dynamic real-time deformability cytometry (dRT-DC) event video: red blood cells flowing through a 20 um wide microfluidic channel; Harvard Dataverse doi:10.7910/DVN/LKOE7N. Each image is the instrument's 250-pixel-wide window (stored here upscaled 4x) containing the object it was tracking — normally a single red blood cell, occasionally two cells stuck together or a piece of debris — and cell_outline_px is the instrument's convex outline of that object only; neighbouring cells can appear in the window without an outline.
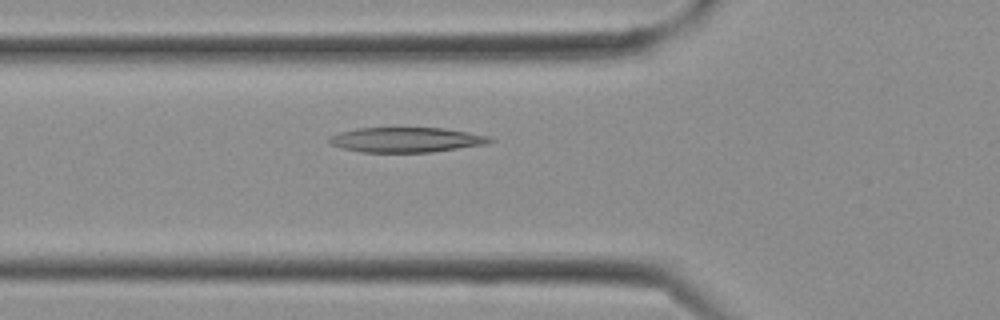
{"species": "Egyptian fruit bat (a non-hibernating species)", "species_latin": "Rousettus aegyptiacus", "temperature_condition": "cold", "stored_images_in_passage": 5, "camera_frame_rate_fps": 3000, "um_per_image_px": 0.085, "frame": {"image": 1, "passage_image": 3, "time_ms": 0.667, "image_size_px": [1000, 320], "cell_outline_px": [[496, 140], [488, 144], [432, 152], [360, 152], [340, 148], [328, 144], [328, 136], [340, 132], [356, 128], [444, 128], [492, 136]], "centroid_in_image_um": [34.53, 11.88], "position_along_channel_um": 91.3, "area_um2": 23.7}}
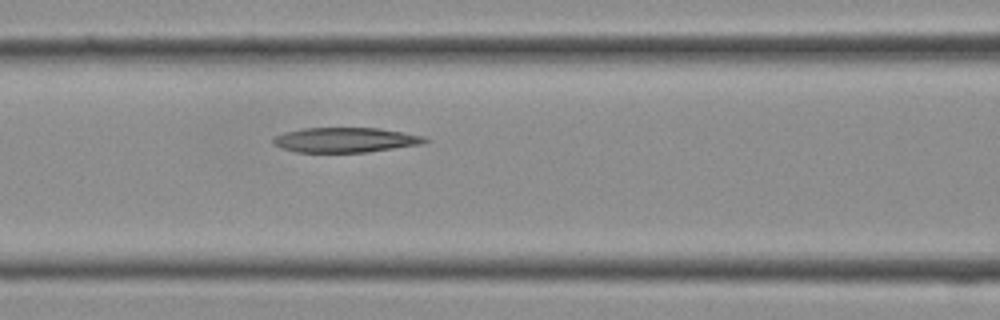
{"frame": {"image": 2, "passage_image": 5, "time_ms": 1.333, "image_size_px": [1000, 320], "cell_outline_px": [[428, 140], [424, 144], [368, 152], [296, 152], [280, 148], [272, 144], [272, 136], [284, 132], [304, 128], [380, 128], [404, 132], [424, 136]], "centroid_in_image_um": [29.33, 11.89], "position_along_channel_um": 137.3, "area_um2": 22.25}}